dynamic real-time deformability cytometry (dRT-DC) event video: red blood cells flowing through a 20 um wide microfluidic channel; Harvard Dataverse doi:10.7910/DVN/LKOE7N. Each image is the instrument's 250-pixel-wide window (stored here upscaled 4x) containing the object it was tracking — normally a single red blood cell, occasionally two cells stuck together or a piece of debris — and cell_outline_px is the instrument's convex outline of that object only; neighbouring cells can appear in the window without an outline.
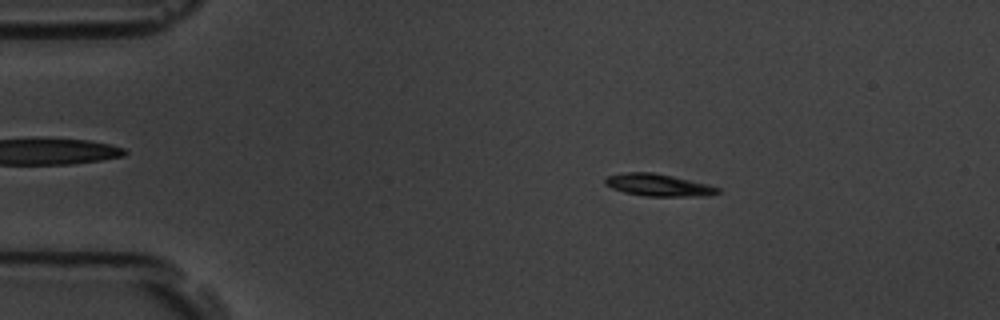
{"species": "common noctule bat (a hibernating species)", "species_latin": "Nyctalus noctula", "temperature_condition": "room temperature", "stored_images_in_passage": 4, "camera_frame_rate_fps": 3000, "um_per_image_px": 0.085, "animal": {"sex": "male", "body_mass_g": 19.5, "forearm_length_mm": 54.6}, "frame": {"image": 1, "passage_image": 3, "time_ms": 0.667, "image_size_px": [1000, 320], "cell_outline_px": [[720, 192], [696, 196], [644, 196], [624, 192], [612, 188], [604, 184], [604, 180], [608, 176], [624, 172], [652, 172], [672, 176], [708, 184], [720, 188]], "centroid_in_image_um": [55.91, 15.72], "position_along_channel_um": 29.1, "area_um2": 14.39}}